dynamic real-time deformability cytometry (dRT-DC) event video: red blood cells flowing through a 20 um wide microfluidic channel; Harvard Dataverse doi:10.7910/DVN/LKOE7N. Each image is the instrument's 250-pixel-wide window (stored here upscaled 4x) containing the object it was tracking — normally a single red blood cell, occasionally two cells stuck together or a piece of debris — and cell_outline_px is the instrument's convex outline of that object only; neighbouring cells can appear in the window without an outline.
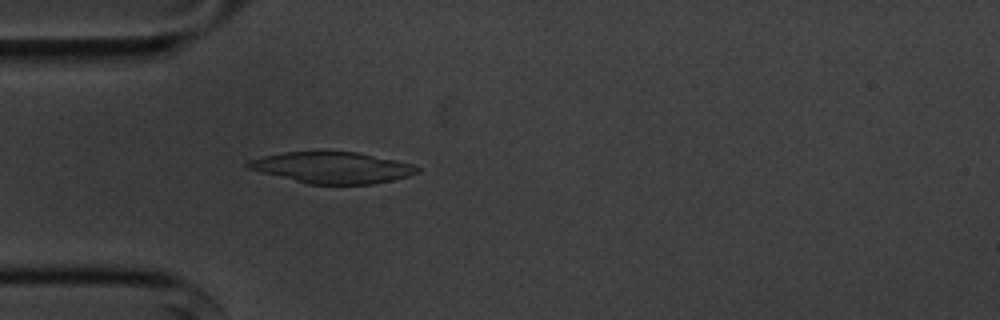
{"species": "common noctule bat (a hibernating species)", "species_latin": "Nyctalus noctula", "temperature_condition": "cold", "stored_images_in_passage": 51, "camera_frame_rate_fps": 3000, "um_per_image_px": 0.085, "animal": {"sex": "male", "body_mass_g": 20.1, "forearm_length_mm": 53.5}, "frame": {"image": 1, "passage_image": 12, "time_ms": 3.667, "image_size_px": [1000, 320], "cell_outline_px": [[420, 172], [408, 176], [392, 180], [372, 184], [308, 184], [260, 172], [248, 168], [244, 164], [248, 160], [264, 156], [284, 152], [356, 152], [396, 160], [412, 164], [420, 168]], "centroid_in_image_um": [28.24, 14.25], "position_along_channel_um": 56.8, "area_um2": 30.63}}
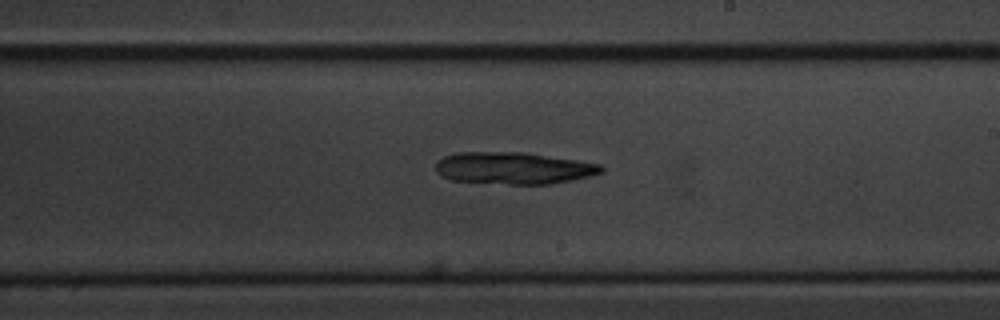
{"frame": {"image": 2, "passage_image": 28, "time_ms": 9.0, "image_size_px": [1000, 320], "cell_outline_px": [[604, 172], [572, 180], [552, 184], [508, 184], [452, 180], [440, 176], [436, 172], [436, 164], [444, 156], [456, 152], [524, 152], [576, 160], [600, 164], [604, 168]], "centroid_in_image_um": [43.64, 14.29], "position_along_channel_um": 245.4, "area_um2": 30.81}}
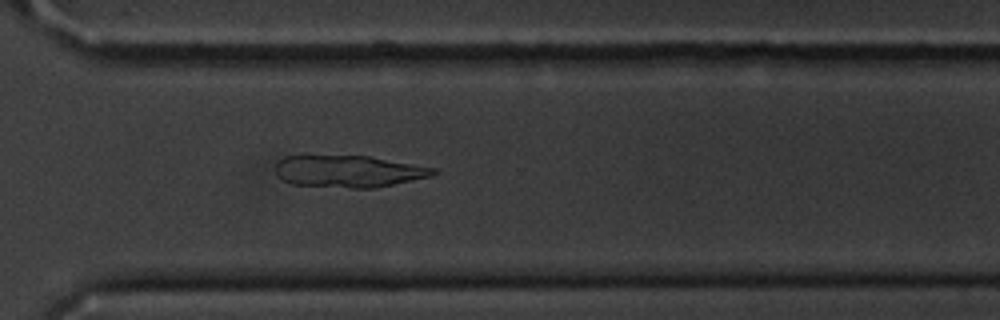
{"frame": {"image": 3, "passage_image": 36, "time_ms": 11.667, "image_size_px": [1000, 320], "cell_outline_px": [[436, 172], [432, 176], [376, 188], [352, 188], [292, 184], [280, 180], [276, 176], [276, 164], [284, 156], [368, 156], [436, 168]], "centroid_in_image_um": [29.61, 14.57], "position_along_channel_um": 341.0, "area_um2": 29.3}}